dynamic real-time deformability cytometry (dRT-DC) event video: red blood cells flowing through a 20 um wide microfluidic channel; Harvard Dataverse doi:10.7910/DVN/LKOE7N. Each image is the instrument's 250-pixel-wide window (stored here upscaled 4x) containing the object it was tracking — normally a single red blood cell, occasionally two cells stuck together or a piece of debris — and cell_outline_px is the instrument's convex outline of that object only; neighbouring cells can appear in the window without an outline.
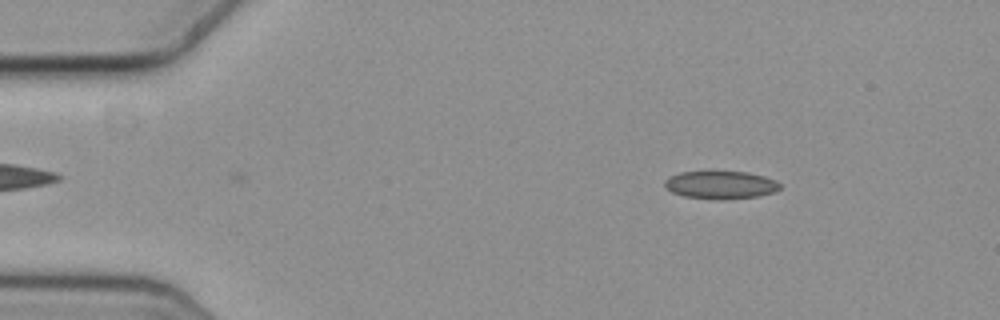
{"species": "common noctule bat (a hibernating species)", "species_latin": "Nyctalus noctula", "temperature_condition": "cold", "stored_images_in_passage": 42, "camera_frame_rate_fps": 3000, "um_per_image_px": 0.085, "animal": {"sex": "female", "body_mass_g": 19.3, "forearm_length_mm": 54.1}, "frame": {"image": 1, "passage_image": 3, "time_ms": 0.667, "image_size_px": [1000, 320], "cell_outline_px": [[780, 188], [772, 192], [756, 196], [724, 200], [716, 200], [684, 196], [672, 192], [664, 184], [664, 180], [668, 176], [680, 172], [744, 172], [764, 176], [776, 180], [780, 184]], "centroid_in_image_um": [61.23, 15.72], "position_along_channel_um": 23.8, "area_um2": 18.61}}
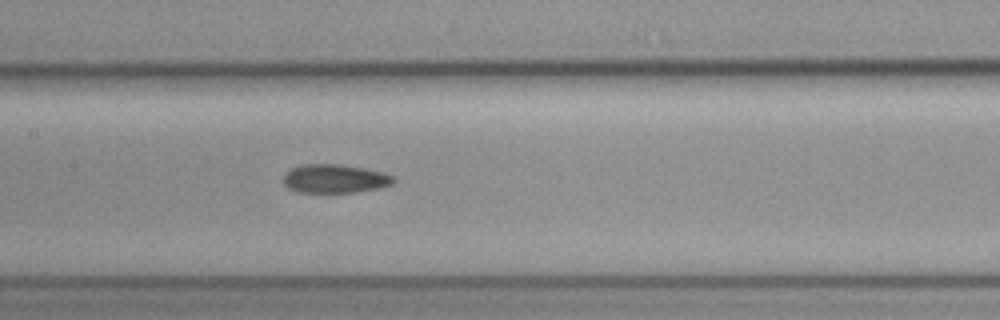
{"frame": {"image": 2, "passage_image": 22, "time_ms": 7.0, "image_size_px": [1000, 320], "cell_outline_px": [[396, 180], [392, 184], [380, 188], [356, 192], [296, 192], [288, 188], [284, 184], [284, 176], [292, 168], [300, 164], [340, 164], [364, 168], [384, 172], [396, 176]], "centroid_in_image_um": [28.51, 15.18], "position_along_channel_um": 178.9, "area_um2": 18.55}}
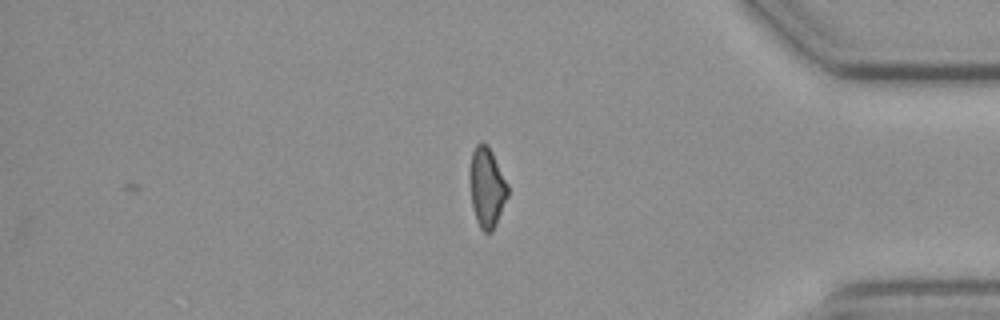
{"frame": {"image": 3, "passage_image": 42, "time_ms": 13.667, "image_size_px": [1000, 320], "cell_outline_px": [[508, 196], [496, 224], [492, 232], [484, 232], [480, 228], [476, 220], [472, 204], [468, 172], [472, 152], [476, 144], [488, 144], [508, 184]], "centroid_in_image_um": [41.37, 15.92], "position_along_channel_um": 393.8, "area_um2": 17.74}, "authors_computed_cell_mechanics": {"area_um2": 18.9006, "velocity_mm_per_s": 3.6582, "shape_relaxation_time_tau1_ms": null, "shape_relaxation_time_tau2_ms": 4.6429, "deformation_change_tau1": null, "deformation_change_tau2": 0.0951}}